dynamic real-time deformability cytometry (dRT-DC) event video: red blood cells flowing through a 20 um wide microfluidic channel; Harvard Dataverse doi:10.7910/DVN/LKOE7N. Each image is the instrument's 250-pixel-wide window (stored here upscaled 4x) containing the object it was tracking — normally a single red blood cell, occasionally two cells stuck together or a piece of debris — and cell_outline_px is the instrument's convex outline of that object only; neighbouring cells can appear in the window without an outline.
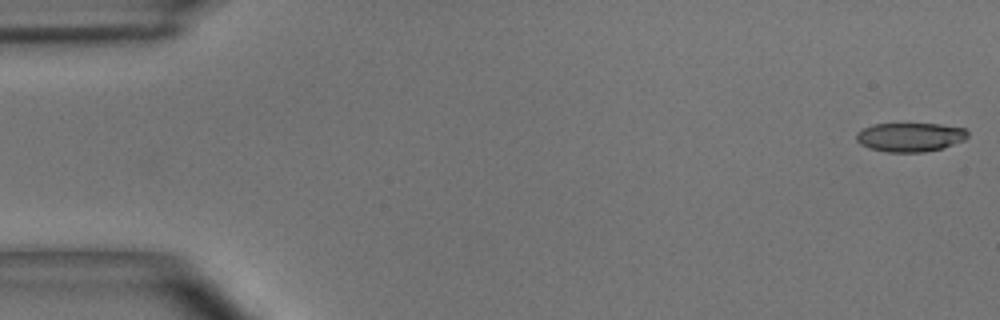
{"species": "common noctule bat (a hibernating species)", "species_latin": "Nyctalus noctula", "temperature_condition": "room temperature", "stored_images_in_passage": 54, "camera_frame_rate_fps": 3000, "um_per_image_px": 0.085, "animal": {"sex": "male", "body_mass_g": 15.6}, "frame": {"image": 1, "passage_image": 1, "time_ms": 0.0, "image_size_px": [1000, 320], "cell_outline_px": [[968, 136], [964, 140], [944, 148], [924, 152], [888, 152], [868, 148], [860, 144], [856, 140], [856, 132], [872, 124], [940, 124], [964, 128], [968, 132]], "centroid_in_image_um": [77.35, 11.66], "position_along_channel_um": 7.6, "area_um2": 18.9}}
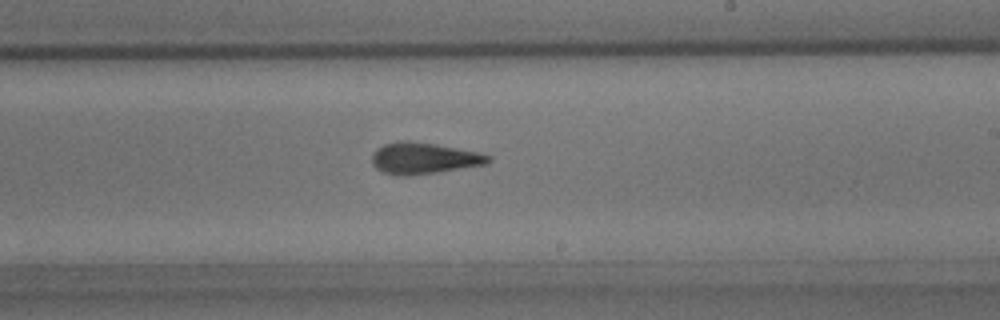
{"frame": {"image": 2, "passage_image": 32, "time_ms": 10.333, "image_size_px": [1000, 320], "cell_outline_px": [[492, 160], [488, 164], [440, 172], [412, 176], [396, 176], [384, 172], [376, 168], [372, 164], [372, 152], [376, 148], [384, 144], [400, 140], [408, 140], [436, 144], [476, 152], [492, 156]], "centroid_in_image_um": [36.01, 13.46], "position_along_channel_um": 253.0, "area_um2": 21.62}}
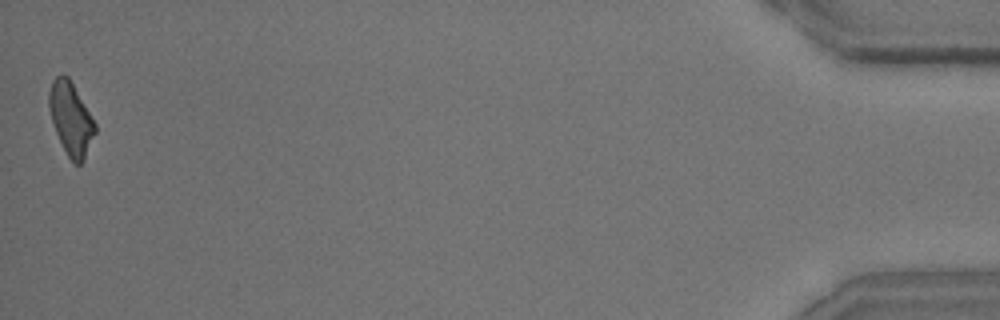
{"frame": {"image": 3, "passage_image": 54, "time_ms": 17.667, "image_size_px": [1000, 320], "cell_outline_px": [[96, 132], [84, 160], [80, 164], [76, 164], [68, 156], [56, 132], [48, 108], [48, 92], [52, 80], [56, 76], [68, 76], [96, 124]], "centroid_in_image_um": [6.02, 10.09], "position_along_channel_um": 429.2, "area_um2": 19.19}, "authors_computed_cell_mechanics": {"area_um2": 20.23, "velocity_mm_per_s": 3.6579, "shape_relaxation_time_tau1_ms": 7.755, "shape_relaxation_time_tau2_ms": 2.8812, "deformation_change_tau1": 0.1962, "deformation_change_tau2": 0.1288}}